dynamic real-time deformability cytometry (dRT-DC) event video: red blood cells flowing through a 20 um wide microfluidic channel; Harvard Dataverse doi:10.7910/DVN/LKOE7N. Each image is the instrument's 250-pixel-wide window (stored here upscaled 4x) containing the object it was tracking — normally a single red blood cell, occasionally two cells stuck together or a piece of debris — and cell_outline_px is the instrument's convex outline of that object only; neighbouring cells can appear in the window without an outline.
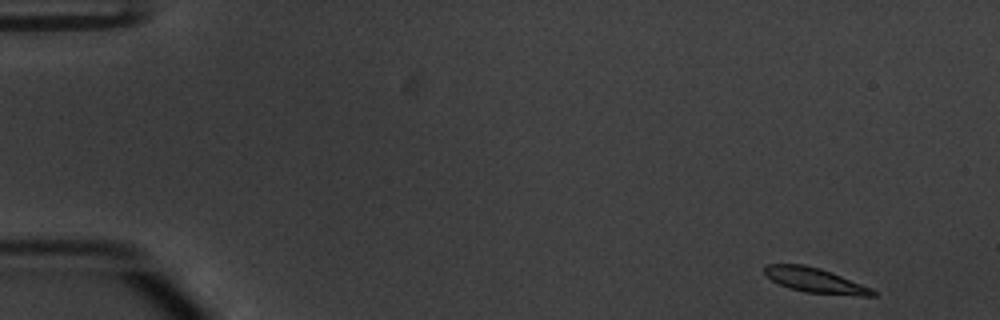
{"species": "common noctule bat (a hibernating species)", "species_latin": "Nyctalus noctula", "temperature_condition": "warm", "stored_images_in_passage": 51, "camera_frame_rate_fps": 3000, "um_per_image_px": 0.085, "animal": {"sex": "male", "body_mass_g": 20.1, "forearm_length_mm": 53.5}, "frame": {"image": 1, "passage_image": 1, "time_ms": 0.0, "image_size_px": [1000, 320], "cell_outline_px": [[876, 296], [860, 296], [804, 292], [780, 284], [764, 276], [764, 264], [804, 264], [820, 268], [832, 272], [872, 288], [876, 292]], "centroid_in_image_um": [69.29, 23.82], "position_along_channel_um": 15.7, "area_um2": 15.72}}
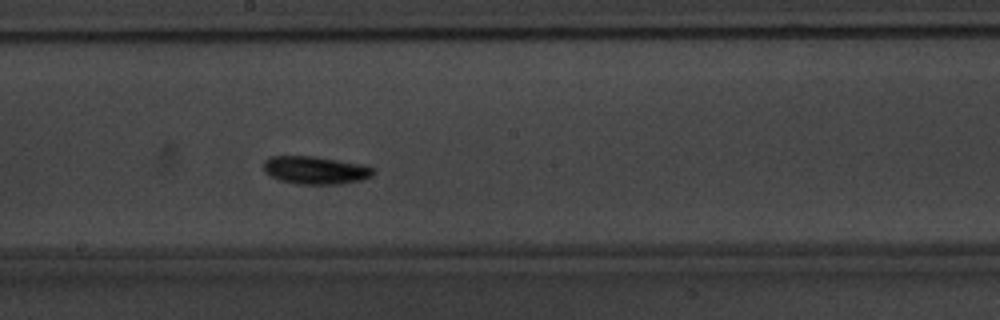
{"frame": {"image": 2, "passage_image": 27, "time_ms": 8.667, "image_size_px": [1000, 320], "cell_outline_px": [[376, 168], [372, 176], [360, 180], [340, 184], [296, 184], [280, 180], [264, 172], [264, 160], [268, 156], [316, 156], [360, 164]], "centroid_in_image_um": [26.8, 14.46], "position_along_channel_um": 221.4, "area_um2": 17.86}}
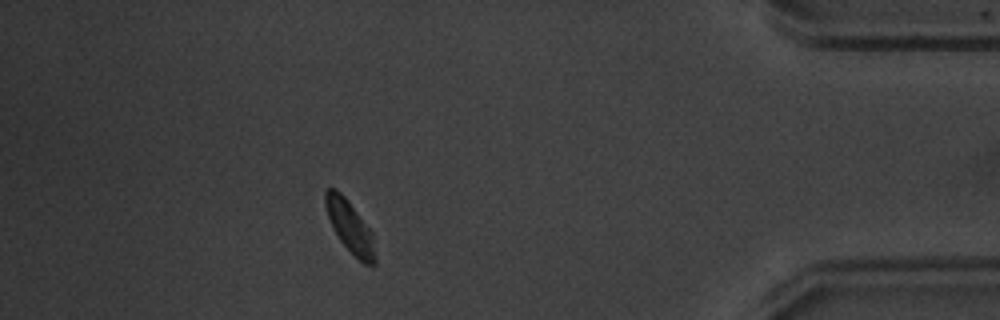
{"frame": {"image": 3, "passage_image": 45, "time_ms": 14.667, "image_size_px": [1000, 320], "cell_outline_px": [[376, 264], [364, 264], [340, 240], [328, 216], [324, 204], [324, 192], [328, 188], [336, 188], [344, 196], [372, 232], [376, 256]], "centroid_in_image_um": [29.74, 19.25], "position_along_channel_um": 405.5, "area_um2": 14.62}, "authors_computed_cell_mechanics": {"area_um2": 16.2996, "velocity_mm_per_s": 3.7804, "shape_relaxation_time_tau1_ms": 1.8091, "shape_relaxation_time_tau2_ms": 4.4319, "deformation_change_tau1": 0.1168, "deformation_change_tau2": 0.074}}